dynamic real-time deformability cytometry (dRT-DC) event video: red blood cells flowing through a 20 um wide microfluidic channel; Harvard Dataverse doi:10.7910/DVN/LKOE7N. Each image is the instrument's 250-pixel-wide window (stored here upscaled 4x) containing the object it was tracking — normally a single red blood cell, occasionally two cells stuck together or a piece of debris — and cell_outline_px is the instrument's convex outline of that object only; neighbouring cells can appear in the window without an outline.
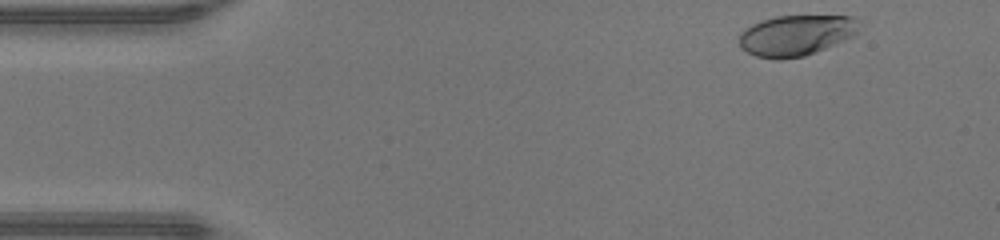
{"species": "human", "species_latin": "Homo sapiens", "temperature_condition": "warm", "stored_images_in_passage": 44, "camera_frame_rate_fps": 3000, "um_per_image_px": 0.085, "donor": {"sex": "male"}, "frame": {"image": 1, "passage_image": 2, "time_ms": 0.333, "image_size_px": [1000, 240], "cell_outline_px": [[856, 36], [816, 52], [804, 56], [780, 60], [776, 60], [756, 56], [740, 48], [740, 32], [744, 28], [752, 24], [776, 16], [852, 16], [856, 20]], "centroid_in_image_um": [67.64, 3.02], "position_along_channel_um": 17.4, "area_um2": 28.44}}
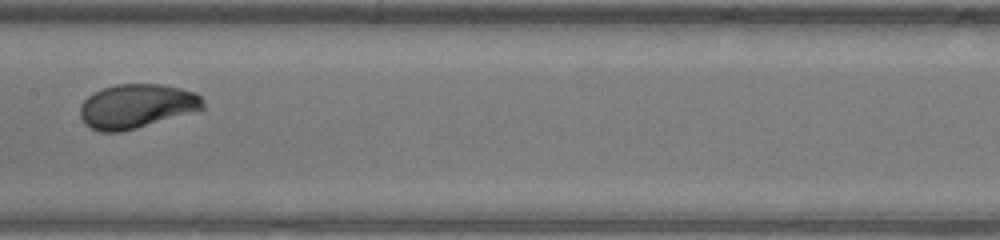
{"frame": {"image": 2, "passage_image": 21, "time_ms": 6.667, "image_size_px": [1000, 240], "cell_outline_px": [[204, 108], [136, 128], [120, 132], [100, 132], [84, 124], [80, 116], [80, 104], [88, 96], [104, 88], [116, 84], [160, 84], [180, 88], [196, 92], [204, 100]], "centroid_in_image_um": [11.59, 9.02], "position_along_channel_um": 195.8, "area_um2": 31.39}}
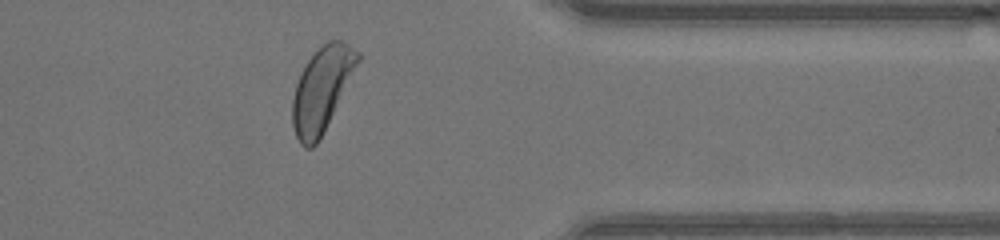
{"frame": {"image": 3, "passage_image": 35, "time_ms": 11.333, "image_size_px": [1000, 240], "cell_outline_px": [[360, 60], [316, 144], [312, 148], [304, 148], [300, 144], [296, 136], [292, 124], [292, 100], [296, 84], [300, 72], [308, 60], [328, 40], [340, 40], [348, 44], [360, 52]], "centroid_in_image_um": [27.33, 7.58], "position_along_channel_um": 384.1, "area_um2": 31.21}, "authors_computed_cell_mechanics": {"area_um2": 31.212, "velocity_mm_per_s": 4.3935, "shape_relaxation_time_tau1_ms": 2.1551, "shape_relaxation_time_tau2_ms": null, "deformation_change_tau1": 0.1444, "deformation_change_tau2": null}}